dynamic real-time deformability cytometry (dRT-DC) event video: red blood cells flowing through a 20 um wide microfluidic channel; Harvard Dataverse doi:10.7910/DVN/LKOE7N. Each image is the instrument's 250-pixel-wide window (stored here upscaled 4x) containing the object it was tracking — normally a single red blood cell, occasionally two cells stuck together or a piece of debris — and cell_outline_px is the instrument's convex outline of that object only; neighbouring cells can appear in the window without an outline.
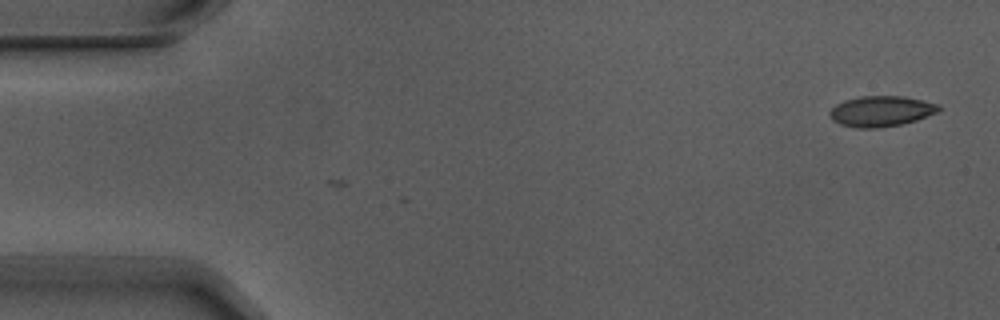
{"species": "Egyptian fruit bat (a non-hibernating species)", "species_latin": "Rousettus aegyptiacus", "temperature_condition": "warm", "stored_images_in_passage": 2, "camera_frame_rate_fps": 3000, "um_per_image_px": 0.085, "animal": {"sex": "male"}, "frame": {"image": 1, "passage_image": 2, "time_ms": 0.333, "image_size_px": [1000, 320], "cell_outline_px": [[940, 112], [916, 120], [900, 124], [880, 128], [856, 128], [840, 124], [832, 120], [828, 116], [828, 112], [836, 104], [844, 100], [860, 96], [904, 96], [924, 100], [940, 104]], "centroid_in_image_um": [74.9, 9.45], "position_along_channel_um": 10.1, "area_um2": 19.71}}